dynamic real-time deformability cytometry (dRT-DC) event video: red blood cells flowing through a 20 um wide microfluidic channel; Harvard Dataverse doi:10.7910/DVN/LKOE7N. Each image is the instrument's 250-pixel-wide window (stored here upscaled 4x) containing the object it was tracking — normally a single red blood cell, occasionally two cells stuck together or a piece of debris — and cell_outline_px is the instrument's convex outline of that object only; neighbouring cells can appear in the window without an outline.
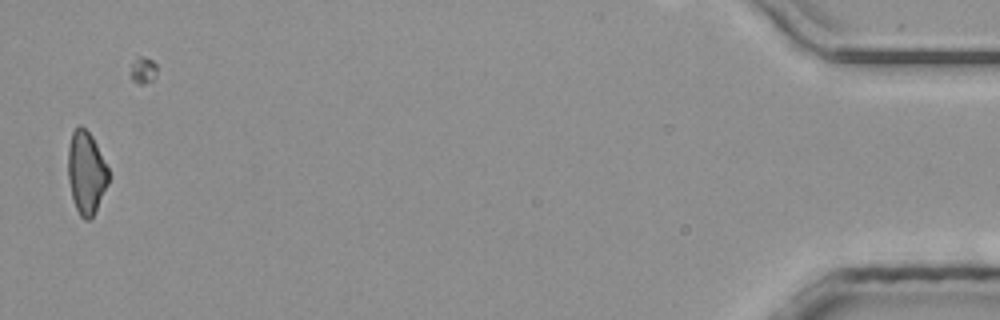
{"species": "common noctule bat (a hibernating species)", "species_latin": "Nyctalus noctula", "temperature_condition": "room temperature", "stored_images_in_passage": 47, "segment_of_instrument_passage": [2, 3], "camera_frame_rate_fps": 3000, "um_per_image_px": 0.085, "animal": {"sex": "male", "body_mass_g": 20.4}, "frame": {"image": 1, "passage_image": 45, "time_ms": 14.667, "image_size_px": [1000, 320], "cell_outline_px": [[108, 184], [92, 216], [88, 220], [84, 220], [80, 216], [72, 200], [68, 180], [68, 148], [72, 132], [80, 124], [92, 136], [108, 168]], "centroid_in_image_um": [7.3, 14.67], "position_along_channel_um": 427.9, "area_um2": 19.31}}